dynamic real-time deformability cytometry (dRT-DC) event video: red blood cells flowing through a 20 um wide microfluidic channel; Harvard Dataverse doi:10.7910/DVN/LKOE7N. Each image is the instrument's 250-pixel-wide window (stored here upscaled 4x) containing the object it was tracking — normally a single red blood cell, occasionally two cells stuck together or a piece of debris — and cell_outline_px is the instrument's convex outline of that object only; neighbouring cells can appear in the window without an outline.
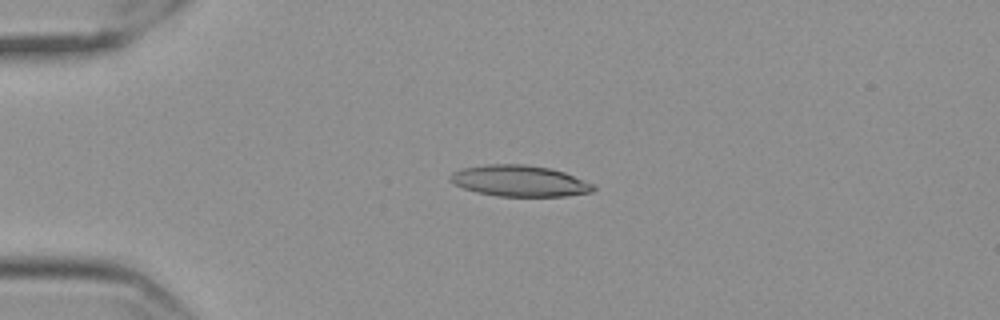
{"species": "Egyptian fruit bat (a non-hibernating species)", "species_latin": "Rousettus aegyptiacus", "temperature_condition": "cold", "stored_images_in_passage": 43, "camera_frame_rate_fps": 3000, "um_per_image_px": 0.085, "frame": {"image": 1, "passage_image": 6, "time_ms": 1.667, "image_size_px": [1000, 320], "cell_outline_px": [[596, 188], [592, 192], [564, 196], [496, 196], [476, 192], [464, 188], [448, 180], [448, 176], [452, 172], [464, 168], [488, 164], [524, 164], [548, 168], [564, 172], [596, 184]], "centroid_in_image_um": [44.18, 15.38], "position_along_channel_um": 40.8, "area_um2": 26.01}}
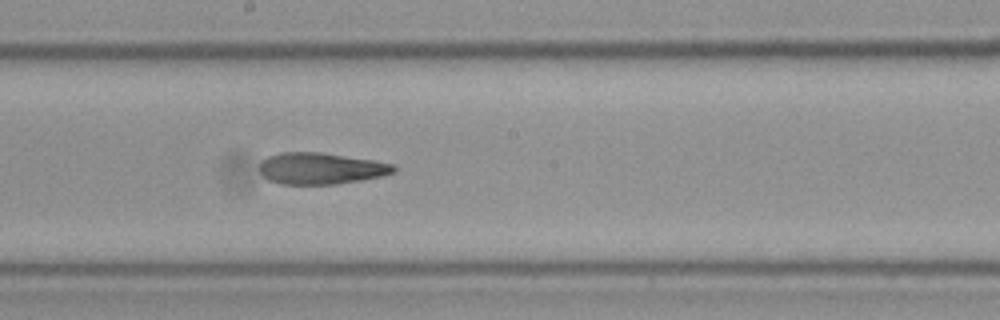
{"frame": {"image": 2, "passage_image": 24, "time_ms": 7.667, "image_size_px": [1000, 320], "cell_outline_px": [[396, 172], [380, 176], [360, 180], [336, 184], [280, 184], [268, 180], [260, 172], [260, 160], [268, 156], [280, 152], [320, 152], [372, 160], [396, 164]], "centroid_in_image_um": [27.25, 14.31], "position_along_channel_um": 220.9, "area_um2": 24.68}}
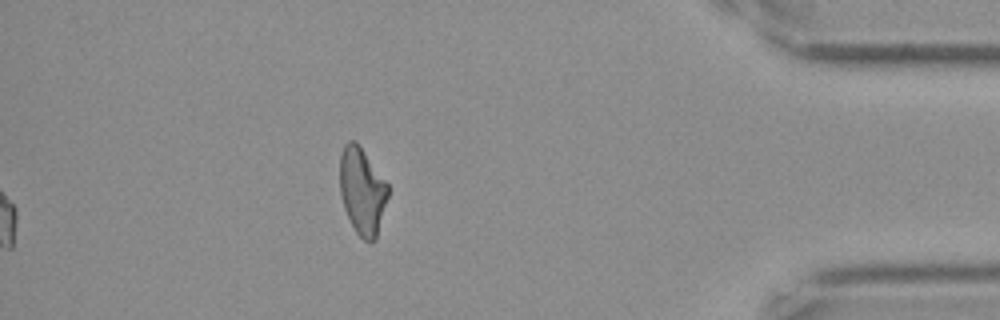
{"frame": {"image": 3, "passage_image": 43, "time_ms": 14.0, "image_size_px": [1000, 320], "cell_outline_px": [[388, 196], [376, 240], [364, 240], [356, 232], [344, 208], [340, 192], [340, 156], [344, 144], [348, 140], [356, 140], [388, 184]], "centroid_in_image_um": [30.78, 16.2], "position_along_channel_um": 404.4, "area_um2": 24.22}, "authors_computed_cell_mechanics": {"area_um2": 25.2586, "velocity_mm_per_s": 3.5355, "shape_relaxation_time_tau1_ms": null, "shape_relaxation_time_tau2_ms": 4.6586, "deformation_change_tau1": null, "deformation_change_tau2": 0.152}}